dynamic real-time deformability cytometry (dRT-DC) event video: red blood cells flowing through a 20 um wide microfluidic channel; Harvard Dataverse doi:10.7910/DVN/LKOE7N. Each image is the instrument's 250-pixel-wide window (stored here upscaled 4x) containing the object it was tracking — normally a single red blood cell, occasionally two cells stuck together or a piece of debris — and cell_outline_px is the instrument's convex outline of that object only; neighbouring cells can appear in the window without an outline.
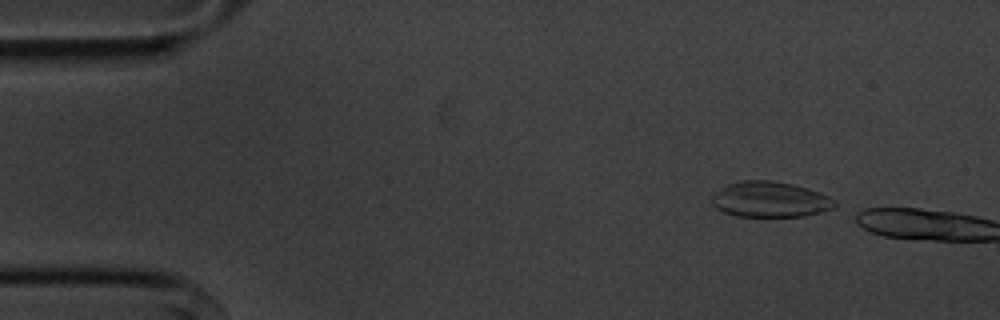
{"species": "common noctule bat (a hibernating species)", "species_latin": "Nyctalus noctula", "temperature_condition": "cold", "stored_images_in_passage": 4, "camera_frame_rate_fps": 3000, "um_per_image_px": 0.085, "animal": {"sex": "male", "body_mass_g": 20.1, "forearm_length_mm": 53.5}, "frame": {"image": 1, "passage_image": 2, "time_ms": 0.333, "image_size_px": [1000, 320], "cell_outline_px": [[836, 208], [824, 212], [804, 216], [736, 216], [724, 212], [716, 208], [712, 204], [712, 196], [728, 184], [740, 180], [772, 180], [792, 184], [808, 188], [820, 192], [836, 200]], "centroid_in_image_um": [65.51, 16.95], "position_along_channel_um": 19.5, "area_um2": 25.61}}